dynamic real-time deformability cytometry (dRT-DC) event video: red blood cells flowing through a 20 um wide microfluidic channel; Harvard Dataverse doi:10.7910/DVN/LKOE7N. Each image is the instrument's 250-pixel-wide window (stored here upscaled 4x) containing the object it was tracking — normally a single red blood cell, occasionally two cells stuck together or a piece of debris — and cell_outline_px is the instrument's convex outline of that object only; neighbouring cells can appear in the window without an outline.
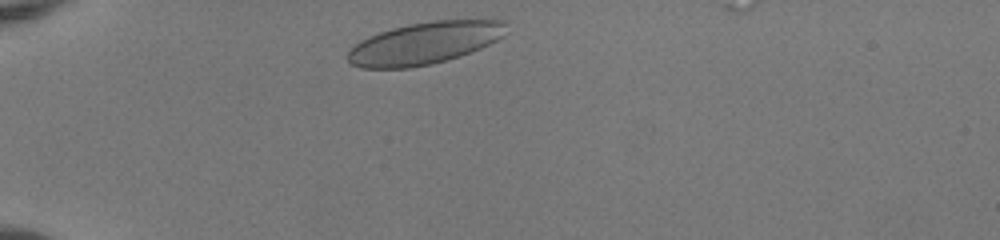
{"species": "human", "species_latin": "Homo sapiens", "temperature_condition": "room temperature", "stored_images_in_passage": 33, "camera_frame_rate_fps": 3000, "um_per_image_px": 0.085, "donor": {"sex": "female"}, "frame": {"image": 1, "passage_image": 2, "time_ms": 0.333, "image_size_px": [1000, 240], "cell_outline_px": [[504, 36], [480, 48], [460, 56], [432, 64], [408, 68], [360, 68], [352, 64], [348, 60], [348, 52], [360, 40], [368, 36], [392, 28], [408, 24], [432, 20], [504, 20]], "centroid_in_image_um": [36.05, 3.67], "position_along_channel_um": 48.9, "area_um2": 38.61}}
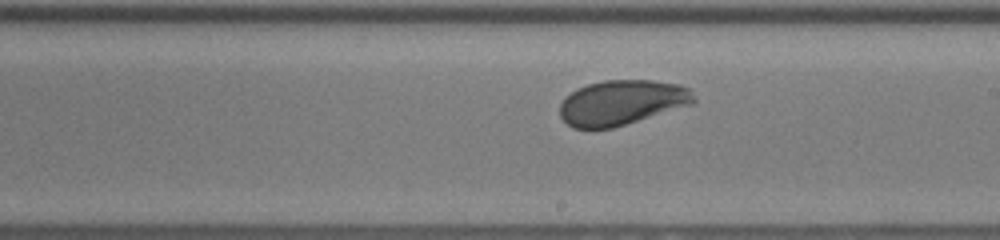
{"frame": {"image": 2, "passage_image": 19, "time_ms": 6.0, "image_size_px": [1000, 240], "cell_outline_px": [[696, 100], [692, 104], [612, 128], [572, 128], [560, 116], [560, 104], [576, 88], [588, 84], [604, 80], [652, 80], [680, 84], [688, 88]], "centroid_in_image_um": [52.85, 8.7], "position_along_channel_um": 236.2, "area_um2": 34.8}}
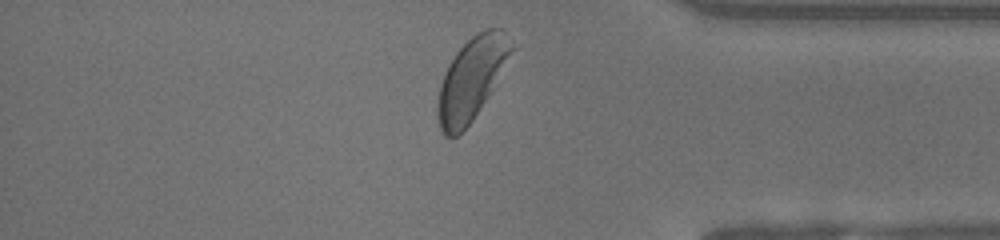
{"frame": {"image": 3, "passage_image": 32, "time_ms": 10.333, "image_size_px": [1000, 240], "cell_outline_px": [[516, 48], [492, 88], [472, 120], [456, 136], [444, 136], [440, 128], [436, 112], [436, 108], [440, 84], [448, 64], [456, 52], [472, 36], [484, 28], [500, 28]], "centroid_in_image_um": [40.07, 6.67], "position_along_channel_um": 395.1, "area_um2": 34.8}, "authors_computed_cell_mechanics": {"area_um2": 36.0672, "velocity_mm_per_s": 3.9337, "shape_relaxation_time_tau1_ms": 2.5802, "shape_relaxation_time_tau2_ms": null, "deformation_change_tau1": 0.1038, "deformation_change_tau2": null}}